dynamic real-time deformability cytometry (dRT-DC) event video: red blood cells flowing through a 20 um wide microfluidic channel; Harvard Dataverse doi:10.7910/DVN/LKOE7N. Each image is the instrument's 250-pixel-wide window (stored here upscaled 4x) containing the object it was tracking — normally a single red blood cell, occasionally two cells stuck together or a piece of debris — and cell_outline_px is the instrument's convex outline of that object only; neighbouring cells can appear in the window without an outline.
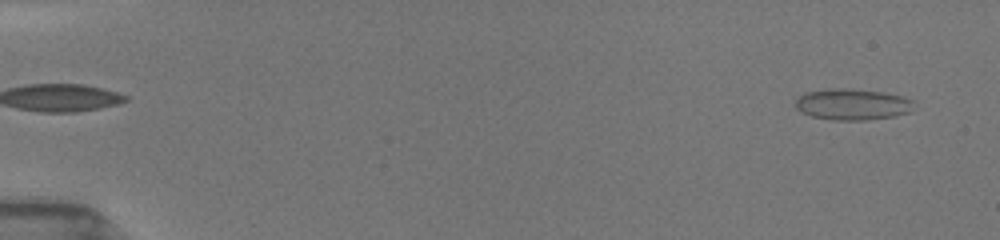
{"species": "common noctule bat (a hibernating species)", "species_latin": "Nyctalus noctula", "temperature_condition": "room temperature", "stored_images_in_passage": 51, "camera_frame_rate_fps": 3000, "um_per_image_px": 0.085, "animal": {"sex": "female", "body_mass_g": 19.5, "forearm_length_mm": 54.1}, "frame": {"image": 1, "passage_image": 2, "time_ms": 0.333, "image_size_px": [1000, 240], "cell_outline_px": [[912, 100], [908, 112], [892, 116], [864, 120], [832, 120], [812, 116], [800, 112], [796, 108], [796, 100], [800, 96], [808, 92], [828, 88], [848, 88], [884, 92], [900, 96]], "centroid_in_image_um": [72.38, 8.86], "position_along_channel_um": 12.6, "area_um2": 21.21}}
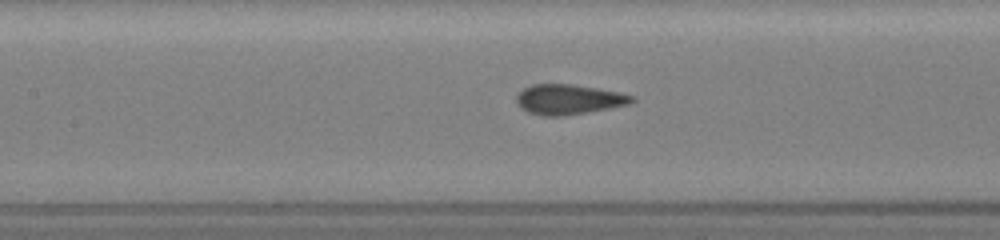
{"frame": {"image": 2, "passage_image": 24, "time_ms": 7.667, "image_size_px": [1000, 240], "cell_outline_px": [[636, 100], [628, 104], [608, 108], [560, 116], [544, 116], [528, 112], [520, 108], [516, 100], [516, 96], [524, 88], [532, 84], [572, 84], [620, 92], [636, 96]], "centroid_in_image_um": [48.33, 8.44], "position_along_channel_um": 159.1, "area_um2": 20.06}}
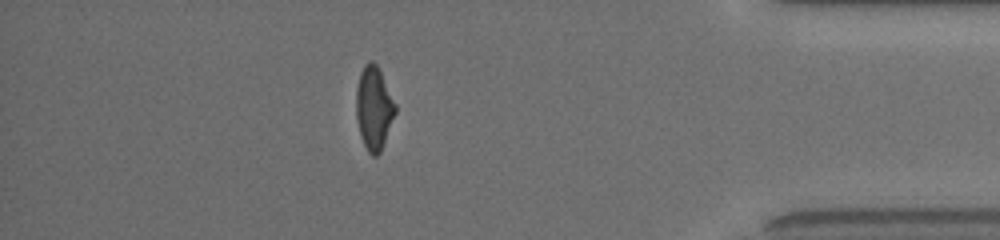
{"frame": {"image": 3, "passage_image": 45, "time_ms": 14.667, "image_size_px": [1000, 240], "cell_outline_px": [[396, 112], [380, 152], [376, 156], [372, 156], [368, 152], [360, 136], [356, 116], [356, 88], [360, 72], [364, 64], [368, 60], [372, 60], [376, 64], [396, 104]], "centroid_in_image_um": [31.76, 9.17], "position_along_channel_um": 403.4, "area_um2": 18.9}, "authors_computed_cell_mechanics": {"area_um2": 19.9988, "velocity_mm_per_s": 3.9732, "shape_relaxation_time_tau1_ms": 6.4153, "shape_relaxation_time_tau2_ms": 0.6344, "deformation_change_tau1": 0.165, "deformation_change_tau2": 0.0826}}